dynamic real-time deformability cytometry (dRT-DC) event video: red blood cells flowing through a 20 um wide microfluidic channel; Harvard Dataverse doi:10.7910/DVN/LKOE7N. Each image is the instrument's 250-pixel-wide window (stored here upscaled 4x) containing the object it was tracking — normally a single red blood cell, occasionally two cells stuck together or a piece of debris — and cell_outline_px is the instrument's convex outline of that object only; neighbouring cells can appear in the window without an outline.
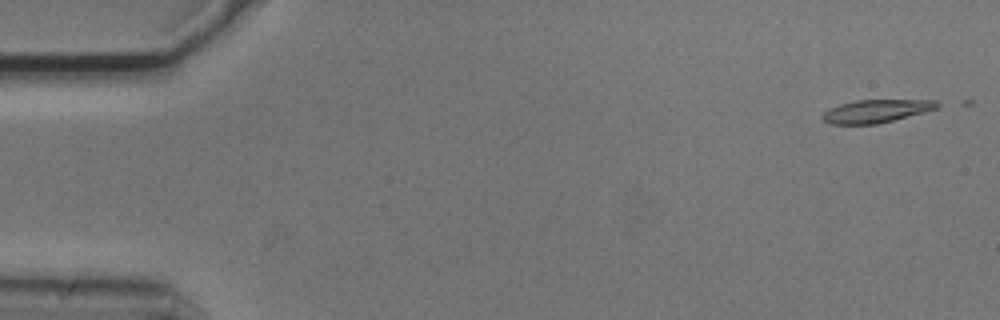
{"species": "common noctule bat (a hibernating species)", "species_latin": "Nyctalus noctula", "temperature_condition": "cold", "stored_images_in_passage": 6, "camera_frame_rate_fps": 3000, "um_per_image_px": 0.085, "animal": {"sex": "male", "body_mass_g": 20.5, "forearm_length_mm": 52.5}, "frame": {"image": 1, "passage_image": 1, "time_ms": 0.0, "image_size_px": [1000, 320], "cell_outline_px": [[944, 104], [936, 108], [924, 112], [876, 124], [828, 124], [820, 116], [828, 108], [840, 104], [856, 100], [936, 100]], "centroid_in_image_um": [74.46, 9.43], "position_along_channel_um": 10.5, "area_um2": 15.37}}
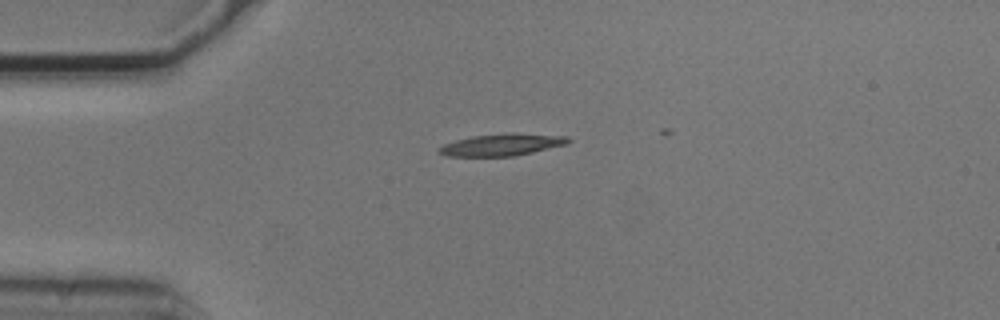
{"frame": {"image": 2, "passage_image": 4, "time_ms": 1.0, "image_size_px": [1000, 320], "cell_outline_px": [[572, 140], [568, 144], [516, 156], [444, 156], [436, 152], [436, 148], [444, 144], [456, 140], [472, 136], [508, 132], [512, 132], [568, 136]], "centroid_in_image_um": [42.67, 12.29], "position_along_channel_um": 42.3, "area_um2": 16.94}}